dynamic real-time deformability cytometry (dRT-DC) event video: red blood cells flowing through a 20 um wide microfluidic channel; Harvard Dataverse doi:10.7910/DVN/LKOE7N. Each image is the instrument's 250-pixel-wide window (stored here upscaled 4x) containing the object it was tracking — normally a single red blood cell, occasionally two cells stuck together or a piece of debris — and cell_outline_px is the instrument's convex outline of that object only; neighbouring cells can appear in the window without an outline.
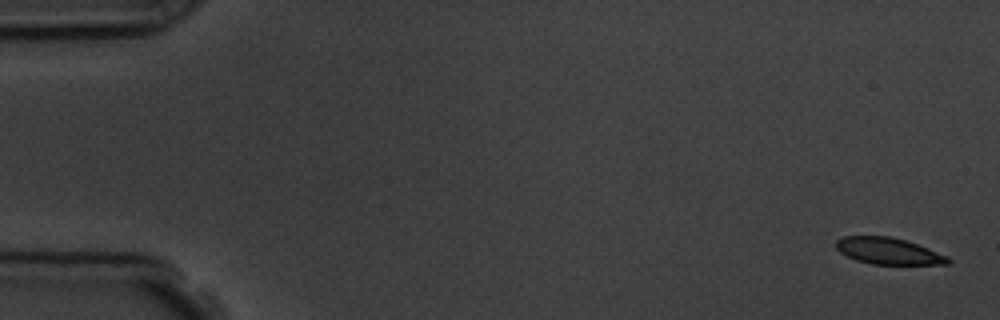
{"species": "common noctule bat (a hibernating species)", "species_latin": "Nyctalus noctula", "temperature_condition": "room temperature", "stored_images_in_passage": 5, "camera_frame_rate_fps": 3000, "um_per_image_px": 0.085, "animal": {"sex": "male", "body_mass_g": 19.5, "forearm_length_mm": 54.6}, "frame": {"image": 1, "passage_image": 1, "time_ms": 0.0, "image_size_px": [1000, 320], "cell_outline_px": [[952, 260], [948, 264], [872, 264], [856, 260], [840, 252], [836, 248], [836, 240], [844, 236], [888, 236], [904, 240], [928, 248], [948, 256]], "centroid_in_image_um": [75.51, 21.34], "position_along_channel_um": 9.5, "area_um2": 17.17}}
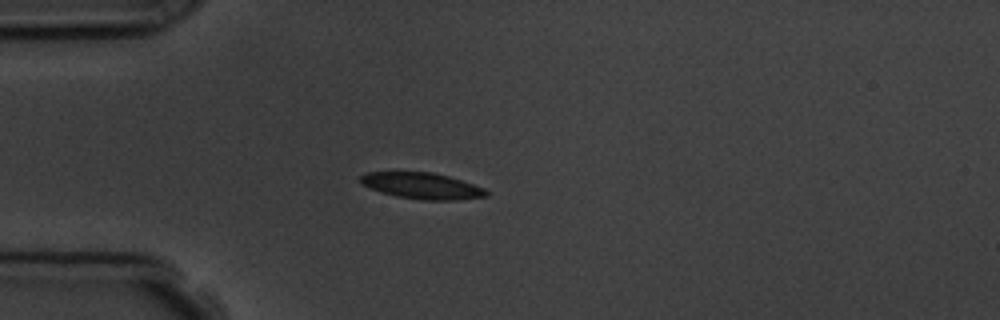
{"frame": {"image": 2, "passage_image": 5, "time_ms": 4.333, "image_size_px": [1000, 320], "cell_outline_px": [[488, 196], [456, 200], [420, 200], [396, 196], [380, 192], [360, 184], [360, 176], [364, 172], [432, 172], [448, 176], [484, 188], [488, 192]], "centroid_in_image_um": [35.83, 15.8], "position_along_channel_um": 49.2, "area_um2": 19.25}}